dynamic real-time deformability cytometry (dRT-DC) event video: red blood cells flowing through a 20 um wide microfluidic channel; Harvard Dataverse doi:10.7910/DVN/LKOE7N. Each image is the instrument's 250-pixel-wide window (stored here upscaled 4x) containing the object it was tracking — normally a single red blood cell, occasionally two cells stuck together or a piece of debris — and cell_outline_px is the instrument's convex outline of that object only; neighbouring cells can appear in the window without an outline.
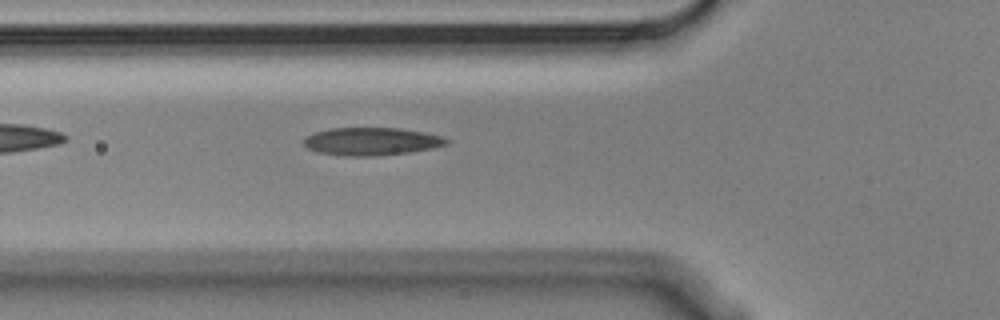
{"species": "Egyptian fruit bat (a non-hibernating species)", "species_latin": "Rousettus aegyptiacus", "temperature_condition": "cold", "stored_images_in_passage": 5, "camera_frame_rate_fps": 3000, "um_per_image_px": 0.085, "animal": {"sex": "male"}, "frame": {"image": 1, "passage_image": 5, "time_ms": 1.333, "image_size_px": [1000, 320], "cell_outline_px": [[452, 140], [448, 144], [432, 148], [408, 152], [376, 156], [344, 156], [316, 152], [308, 148], [304, 144], [304, 136], [328, 128], [400, 128], [424, 132], [440, 136]], "centroid_in_image_um": [31.56, 12.02], "position_along_channel_um": 94.2, "area_um2": 23.24}}